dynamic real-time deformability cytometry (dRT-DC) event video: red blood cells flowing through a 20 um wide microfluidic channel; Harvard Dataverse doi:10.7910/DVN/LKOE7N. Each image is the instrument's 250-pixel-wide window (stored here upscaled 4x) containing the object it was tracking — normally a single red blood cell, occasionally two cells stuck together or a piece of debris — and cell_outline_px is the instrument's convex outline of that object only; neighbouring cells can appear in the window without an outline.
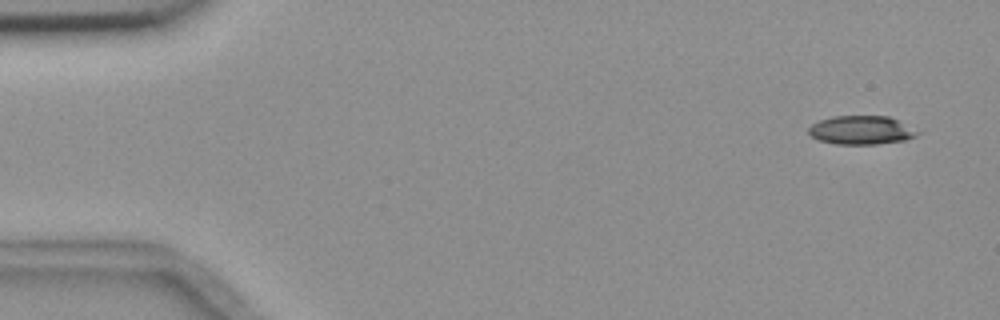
{"species": "common noctule bat (a hibernating species)", "species_latin": "Nyctalus noctula", "temperature_condition": "room temperature", "stored_images_in_passage": 6, "camera_frame_rate_fps": 3000, "um_per_image_px": 0.085, "animal": {"sex": "female", "body_mass_g": 18.4}, "frame": {"image": 1, "passage_image": 1, "time_ms": 0.0, "image_size_px": [1000, 320], "cell_outline_px": [[920, 132], [916, 136], [904, 140], [876, 144], [836, 144], [820, 140], [812, 136], [808, 132], [808, 128], [812, 124], [820, 120], [832, 116], [888, 116]], "centroid_in_image_um": [73.18, 11.06], "position_along_channel_um": 11.8, "area_um2": 17.92}}